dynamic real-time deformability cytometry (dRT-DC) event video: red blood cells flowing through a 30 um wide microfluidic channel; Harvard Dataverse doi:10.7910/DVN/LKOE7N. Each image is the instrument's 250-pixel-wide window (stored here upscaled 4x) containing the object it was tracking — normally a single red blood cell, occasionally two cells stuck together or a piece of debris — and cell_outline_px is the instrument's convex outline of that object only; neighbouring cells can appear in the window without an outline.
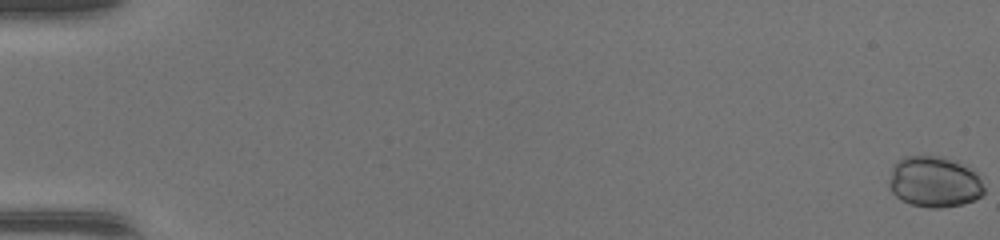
{"species": "common noctule bat (a hibernating species)", "species_latin": "Nyctalus noctula", "temperature_condition": "warm", "stored_images_in_passage": 49, "camera_frame_rate_fps": 3000, "um_per_image_px": 0.085, "animal": {"sex": "female", "body_mass_g": 17.0, "forearm_length_mm": 48.0}, "frame": {"image": 1, "passage_image": 1, "time_ms": 0.0, "image_size_px": [1000, 240], "cell_outline_px": [[984, 192], [976, 200], [964, 204], [940, 208], [928, 208], [912, 204], [900, 200], [892, 192], [888, 184], [888, 180], [892, 164], [904, 156], [944, 156], [968, 164], [976, 168], [984, 188]], "centroid_in_image_um": [79.44, 15.43], "position_along_channel_um": 5.6, "area_um2": 29.13}}
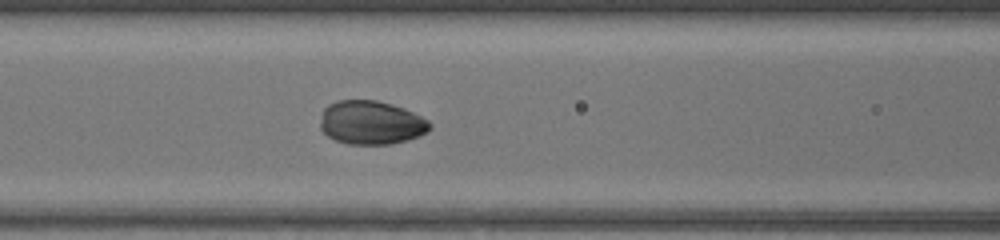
{"frame": {"image": 2, "passage_image": 23, "time_ms": 7.333, "image_size_px": [1000, 240], "cell_outline_px": [[432, 128], [428, 132], [420, 136], [408, 140], [392, 144], [348, 144], [336, 140], [328, 136], [320, 128], [320, 116], [324, 108], [328, 104], [336, 100], [376, 100], [392, 104], [404, 108], [428, 120], [432, 124]], "centroid_in_image_um": [31.55, 10.42], "position_along_channel_um": 135.0, "area_um2": 28.21}}
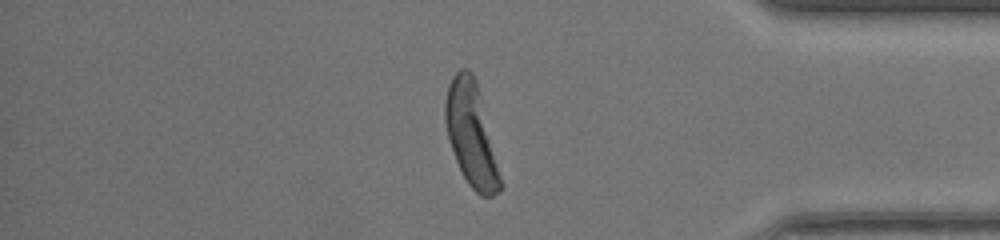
{"frame": {"image": 3, "passage_image": 42, "time_ms": 13.667, "image_size_px": [1000, 240], "cell_outline_px": [[504, 184], [500, 192], [492, 196], [480, 196], [468, 184], [460, 172], [448, 140], [444, 120], [444, 100], [448, 84], [452, 76], [460, 68], [468, 68], [472, 72], [476, 80]], "centroid_in_image_um": [40.05, 11.46], "position_along_channel_um": 395.2, "area_um2": 33.7}}